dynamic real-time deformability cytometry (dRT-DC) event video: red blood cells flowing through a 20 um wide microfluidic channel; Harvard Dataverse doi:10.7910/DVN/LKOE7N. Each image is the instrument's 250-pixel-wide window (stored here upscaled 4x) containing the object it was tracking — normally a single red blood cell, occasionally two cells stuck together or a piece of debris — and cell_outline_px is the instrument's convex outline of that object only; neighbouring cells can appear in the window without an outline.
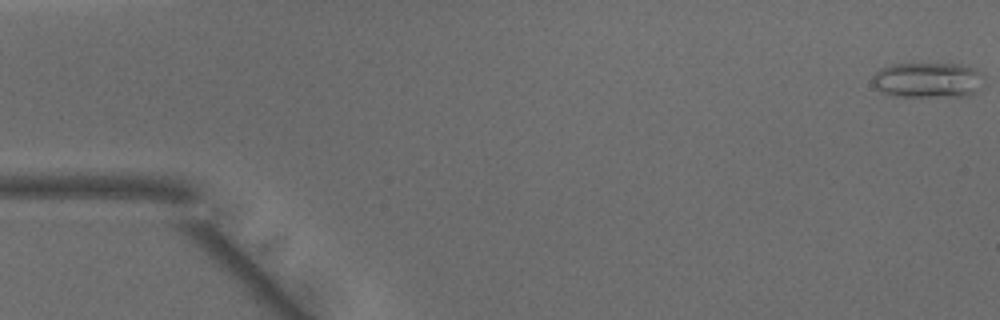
{"species": "common noctule bat (a hibernating species)", "species_latin": "Nyctalus noctula", "temperature_condition": "warm", "stored_images_in_passage": 15, "camera_frame_rate_fps": 3000, "um_per_image_px": 0.085, "animal": {"sex": "male", "body_mass_g": 15.6}, "frame": {"image": 1, "passage_image": 1, "time_ms": 0.0, "image_size_px": [1000, 320], "cell_outline_px": [[984, 84], [976, 92], [964, 96], [896, 96], [884, 92], [876, 88], [872, 84], [872, 76], [880, 68], [892, 64], [960, 64], [972, 68], [984, 76]], "centroid_in_image_um": [78.87, 6.8], "position_along_channel_um": 6.1, "area_um2": 22.95}}
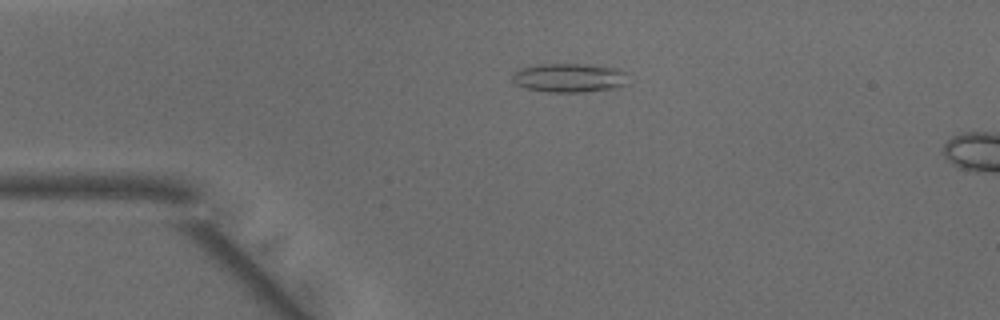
{"frame": {"image": 2, "passage_image": 11, "time_ms": 3.333, "image_size_px": [1000, 320], "cell_outline_px": [[628, 84], [612, 88], [584, 92], [548, 92], [524, 88], [516, 84], [512, 80], [512, 76], [520, 68], [536, 64], [588, 64], [616, 68], [624, 72]], "centroid_in_image_um": [48.36, 6.61], "position_along_channel_um": 36.6, "area_um2": 19.54}}